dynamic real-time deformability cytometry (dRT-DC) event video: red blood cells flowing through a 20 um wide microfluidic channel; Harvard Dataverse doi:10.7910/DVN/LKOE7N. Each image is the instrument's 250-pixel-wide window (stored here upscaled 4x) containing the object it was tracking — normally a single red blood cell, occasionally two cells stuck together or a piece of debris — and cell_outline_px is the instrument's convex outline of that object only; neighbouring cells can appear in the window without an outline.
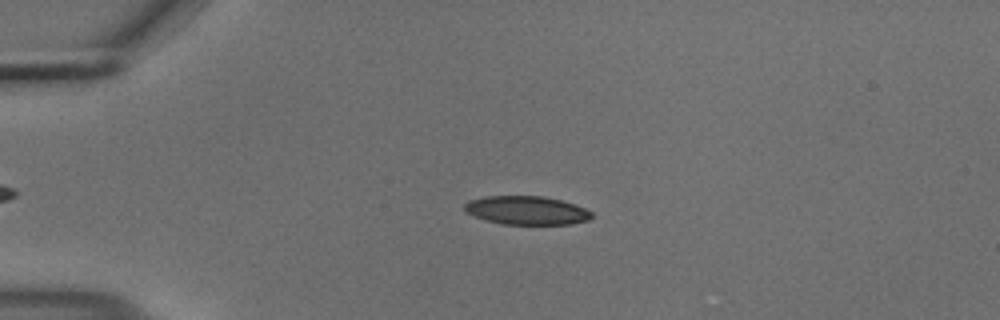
{"species": "common noctule bat (a hibernating species)", "species_latin": "Nyctalus noctula", "temperature_condition": "cold", "stored_images_in_passage": 54, "camera_frame_rate_fps": 3000, "um_per_image_px": 0.085, "animal": {"sex": "male", "body_mass_g": 18.8}, "frame": {"image": 1, "passage_image": 13, "time_ms": 4.0, "image_size_px": [1000, 320], "cell_outline_px": [[592, 216], [588, 220], [572, 224], [504, 224], [484, 220], [464, 212], [464, 204], [468, 200], [484, 196], [544, 196], [576, 204], [592, 212]], "centroid_in_image_um": [44.73, 17.88], "position_along_channel_um": 40.3, "area_um2": 21.33}}
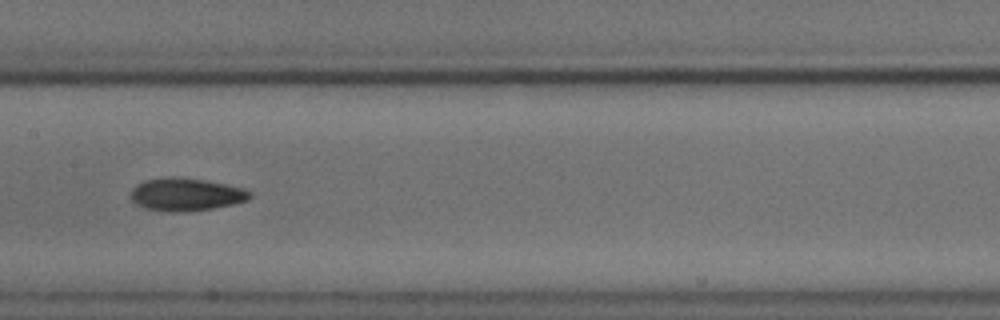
{"frame": {"image": 2, "passage_image": 28, "time_ms": 9.0, "image_size_px": [1000, 320], "cell_outline_px": [[252, 196], [248, 200], [236, 204], [188, 212], [168, 212], [144, 208], [136, 204], [132, 200], [132, 188], [136, 184], [144, 180], [172, 176], [180, 176], [204, 180], [244, 188], [252, 192]], "centroid_in_image_um": [15.82, 16.53], "position_along_channel_um": 191.6, "area_um2": 23.06}}
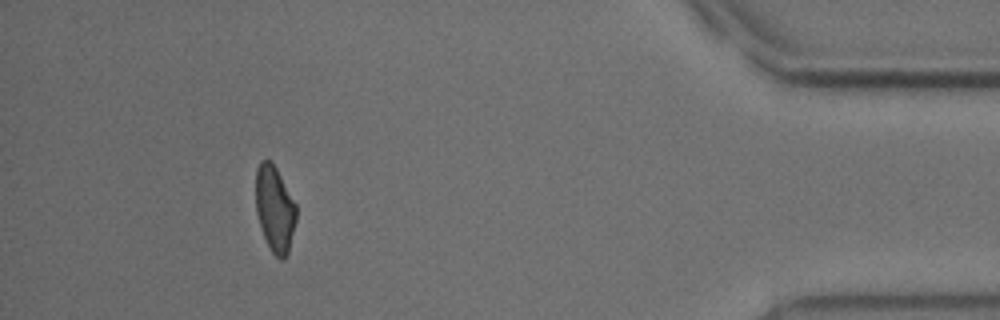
{"frame": {"image": 3, "passage_image": 50, "time_ms": 16.333, "image_size_px": [1000, 320], "cell_outline_px": [[296, 220], [288, 252], [284, 260], [280, 260], [272, 252], [264, 236], [256, 212], [256, 168], [260, 160], [268, 160], [276, 168], [296, 204]], "centroid_in_image_um": [23.35, 17.75], "position_along_channel_um": 411.8, "area_um2": 20.06}, "authors_computed_cell_mechanics": {"area_um2": 21.4727, "velocity_mm_per_s": 3.7087, "shape_relaxation_time_tau1_ms": 5.0599, "shape_relaxation_time_tau2_ms": 5.0846, "deformation_change_tau1": 0.1351, "deformation_change_tau2": 0.1055}}